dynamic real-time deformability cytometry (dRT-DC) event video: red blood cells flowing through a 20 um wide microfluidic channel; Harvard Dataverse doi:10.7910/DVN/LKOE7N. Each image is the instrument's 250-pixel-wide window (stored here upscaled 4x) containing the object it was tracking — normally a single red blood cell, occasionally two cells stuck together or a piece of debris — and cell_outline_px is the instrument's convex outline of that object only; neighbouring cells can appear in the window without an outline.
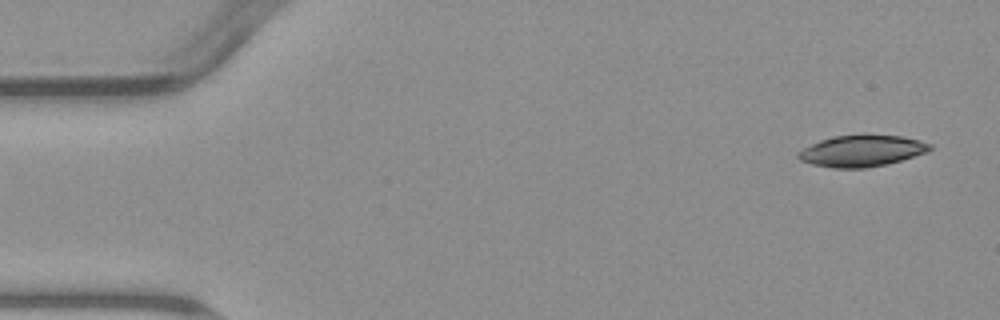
{"species": "common noctule bat (a hibernating species)", "species_latin": "Nyctalus noctula", "temperature_condition": "warm", "stored_images_in_passage": 4, "camera_frame_rate_fps": 3000, "um_per_image_px": 0.085, "animal": {"sex": "male", "body_mass_g": 23.1, "forearm_length_mm": 52.7}, "frame": {"image": 1, "passage_image": 1, "time_ms": 0.0, "image_size_px": [1000, 320], "cell_outline_px": [[932, 148], [928, 152], [900, 160], [884, 164], [864, 168], [832, 168], [812, 164], [800, 160], [796, 156], [804, 148], [820, 140], [836, 136], [900, 136], [920, 140], [932, 144]], "centroid_in_image_um": [73.26, 12.84], "position_along_channel_um": 11.7, "area_um2": 23.52}}
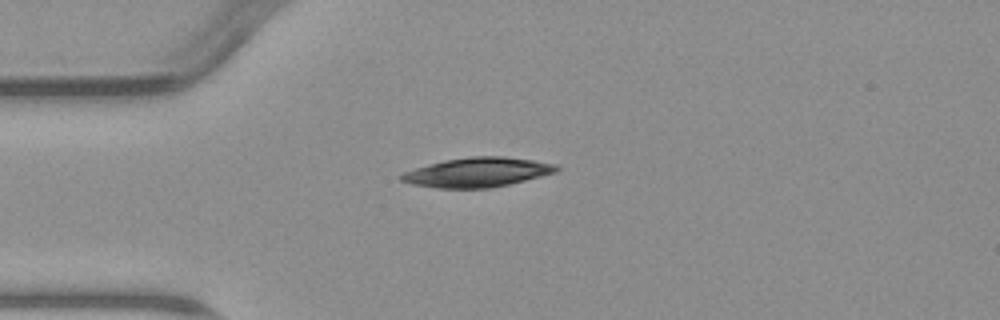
{"frame": {"image": 2, "passage_image": 4, "time_ms": 3.667, "image_size_px": [1000, 320], "cell_outline_px": [[560, 168], [556, 172], [492, 188], [436, 188], [412, 184], [400, 180], [400, 176], [404, 172], [416, 168], [444, 160], [472, 156], [504, 156], [532, 160], [556, 164]], "centroid_in_image_um": [40.58, 14.64], "position_along_channel_um": 44.4, "area_um2": 26.41}}